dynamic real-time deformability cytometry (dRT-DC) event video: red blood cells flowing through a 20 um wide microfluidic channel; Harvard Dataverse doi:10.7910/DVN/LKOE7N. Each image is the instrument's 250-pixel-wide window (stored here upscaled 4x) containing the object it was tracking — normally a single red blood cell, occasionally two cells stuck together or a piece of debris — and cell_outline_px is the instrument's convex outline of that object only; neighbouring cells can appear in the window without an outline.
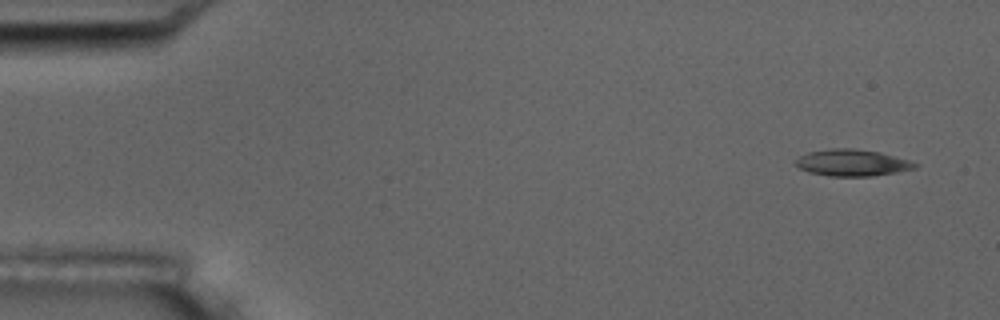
{"species": "common noctule bat (a hibernating species)", "species_latin": "Nyctalus noctula", "temperature_condition": "room temperature", "stored_images_in_passage": 5, "camera_frame_rate_fps": 3000, "um_per_image_px": 0.085, "animal": {"sex": "male", "body_mass_g": 17.5, "forearm_length_mm": 52.3}, "frame": {"image": 1, "passage_image": 1, "time_ms": 0.0, "image_size_px": [1000, 320], "cell_outline_px": [[920, 164], [916, 168], [896, 172], [872, 176], [828, 176], [808, 172], [800, 168], [796, 164], [796, 160], [800, 156], [808, 152], [832, 148], [856, 148], [880, 152], [908, 160]], "centroid_in_image_um": [72.44, 13.83], "position_along_channel_um": 12.6, "area_um2": 18.5}}
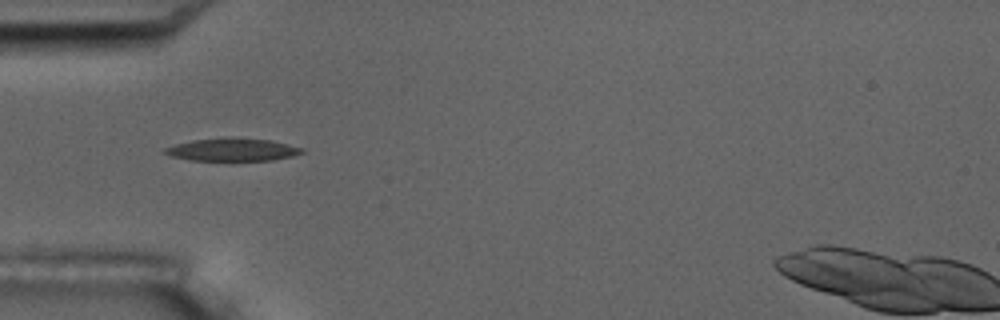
{"frame": {"image": 2, "passage_image": 5, "time_ms": 4.667, "image_size_px": [1000, 320], "cell_outline_px": [[304, 152], [292, 156], [272, 160], [188, 160], [172, 156], [160, 152], [164, 148], [176, 144], [192, 140], [228, 136], [232, 136], [272, 140], [304, 148]], "centroid_in_image_um": [19.74, 12.7], "position_along_channel_um": 65.3, "area_um2": 18.5}}